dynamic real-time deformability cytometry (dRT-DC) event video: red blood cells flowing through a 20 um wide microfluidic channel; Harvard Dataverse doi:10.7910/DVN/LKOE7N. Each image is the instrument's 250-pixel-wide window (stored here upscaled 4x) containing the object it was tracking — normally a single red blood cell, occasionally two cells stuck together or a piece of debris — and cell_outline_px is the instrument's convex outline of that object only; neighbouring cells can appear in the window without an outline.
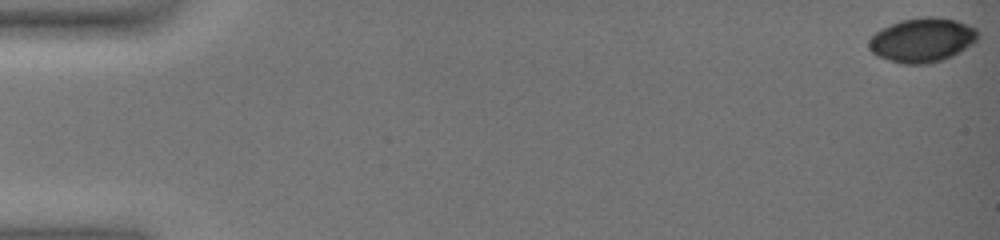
{"species": "common noctule bat (a hibernating species)", "species_latin": "Nyctalus noctula", "temperature_condition": "warm", "stored_images_in_passage": 60, "camera_frame_rate_fps": 3000, "um_per_image_px": 0.085, "animal": {"sex": "female", "body_mass_g": 19.0, "forearm_length_mm": 51.5}, "frame": {"image": 1, "passage_image": 1, "time_ms": 0.0, "image_size_px": [1000, 240], "cell_outline_px": [[980, 36], [972, 44], [960, 52], [952, 56], [928, 64], [900, 64], [876, 56], [868, 48], [868, 40], [876, 32], [900, 20], [924, 16], [932, 16], [956, 20], [976, 28], [980, 32]], "centroid_in_image_um": [78.4, 3.41], "position_along_channel_um": 6.6, "area_um2": 28.26}}
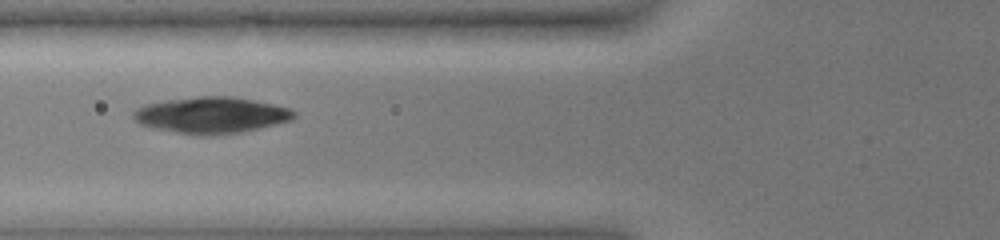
{"frame": {"image": 2, "passage_image": 26, "time_ms": 8.333, "image_size_px": [1000, 240], "cell_outline_px": [[296, 116], [292, 120], [244, 132], [212, 136], [196, 136], [152, 128], [140, 124], [132, 116], [132, 112], [136, 108], [144, 104], [164, 100], [200, 96], [232, 96], [272, 104], [288, 108], [296, 112]], "centroid_in_image_um": [17.93, 9.8], "position_along_channel_um": 107.9, "area_um2": 34.39}}
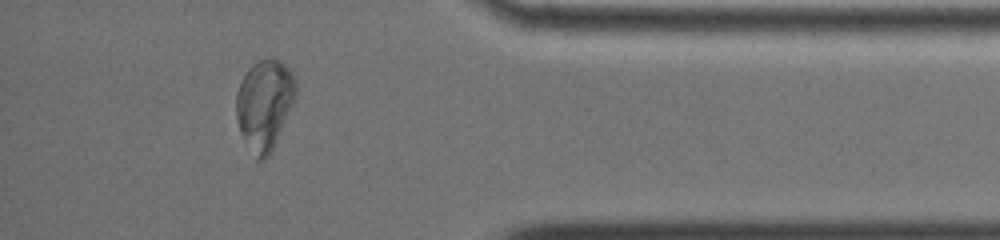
{"frame": {"image": 3, "passage_image": 55, "time_ms": 18.0, "image_size_px": [1000, 240], "cell_outline_px": [[296, 96], [272, 148], [268, 156], [264, 160], [256, 160], [244, 140], [240, 132], [236, 120], [236, 92], [240, 80], [248, 68], [252, 64], [260, 60], [280, 60], [292, 72], [296, 84]], "centroid_in_image_um": [22.44, 8.88], "position_along_channel_um": 412.8, "area_um2": 31.04}, "authors_computed_cell_mechanics": {"area_um2": 29.5647, "velocity_mm_per_s": 3.2983, "shape_relaxation_time_tau1_ms": 11.3308, "shape_relaxation_time_tau2_ms": null, "deformation_change_tau1": 0.3511, "deformation_change_tau2": null}}